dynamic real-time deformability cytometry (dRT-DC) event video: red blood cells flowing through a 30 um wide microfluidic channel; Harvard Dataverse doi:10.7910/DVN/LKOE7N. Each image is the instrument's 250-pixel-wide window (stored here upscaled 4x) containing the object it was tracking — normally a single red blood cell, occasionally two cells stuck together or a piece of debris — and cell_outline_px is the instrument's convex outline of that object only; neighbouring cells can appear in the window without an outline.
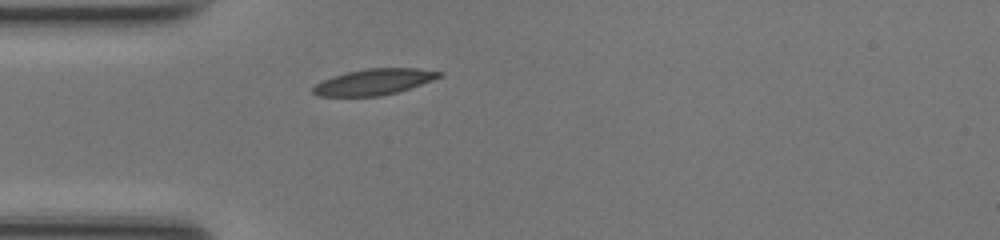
{"species": "common noctule bat (a hibernating species)", "species_latin": "Nyctalus noctula", "temperature_condition": "room temperature", "stored_images_in_passage": 36, "camera_frame_rate_fps": 3000, "um_per_image_px": 0.085, "animal": {"sex": "female", "body_mass_g": 17.0, "forearm_length_mm": 48.0}, "frame": {"image": 1, "passage_image": 1, "time_ms": 0.0, "image_size_px": [1000, 240], "cell_outline_px": [[444, 72], [440, 76], [432, 80], [396, 92], [380, 96], [316, 96], [312, 92], [312, 88], [316, 84], [332, 76], [348, 72], [368, 68], [416, 68]], "centroid_in_image_um": [31.75, 6.96], "position_along_channel_um": 53.2, "area_um2": 18.84}}
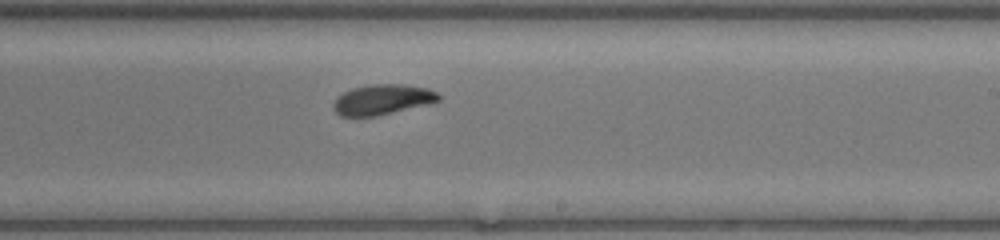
{"frame": {"image": 2, "passage_image": 16, "time_ms": 5.0, "image_size_px": [1000, 240], "cell_outline_px": [[440, 100], [376, 116], [340, 116], [336, 112], [332, 104], [344, 92], [352, 88], [372, 84], [404, 84], [428, 88], [436, 92], [440, 96]], "centroid_in_image_um": [32.49, 8.45], "position_along_channel_um": 256.5, "area_um2": 18.15}}
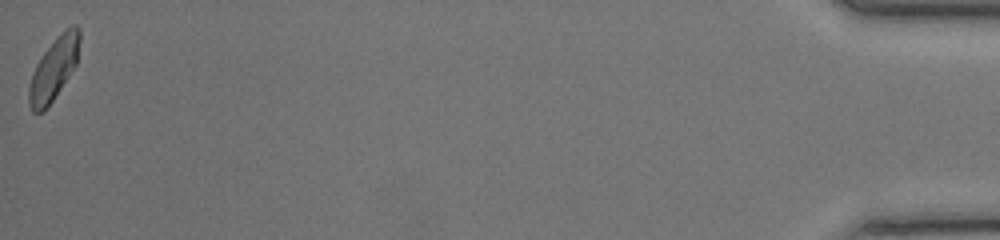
{"frame": {"image": 3, "passage_image": 36, "time_ms": 11.667, "image_size_px": [1000, 240], "cell_outline_px": [[80, 40], [76, 64], [44, 112], [32, 112], [28, 104], [28, 88], [32, 72], [36, 64], [44, 52], [72, 24], [76, 24], [80, 28]], "centroid_in_image_um": [4.55, 5.89], "position_along_channel_um": 430.7, "area_um2": 17.92}, "authors_computed_cell_mechanics": {"area_um2": 18.7561, "velocity_mm_per_s": 4.2062, "shape_relaxation_time_tau1_ms": 4.2081, "shape_relaxation_time_tau2_ms": 2.3489, "deformation_change_tau1": 0.1431, "deformation_change_tau2": 0.067}}